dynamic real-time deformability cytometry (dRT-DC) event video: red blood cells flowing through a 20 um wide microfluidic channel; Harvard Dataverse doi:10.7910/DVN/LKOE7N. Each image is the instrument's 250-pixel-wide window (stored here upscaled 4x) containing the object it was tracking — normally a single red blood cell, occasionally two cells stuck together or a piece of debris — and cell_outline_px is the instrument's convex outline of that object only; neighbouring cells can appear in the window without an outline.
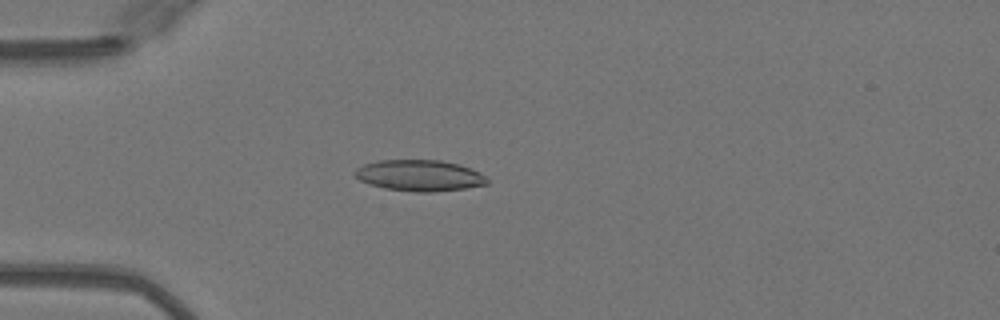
{"species": "Egyptian fruit bat (a non-hibernating species)", "species_latin": "Rousettus aegyptiacus", "temperature_condition": "warm", "stored_images_in_passage": 50, "camera_frame_rate_fps": 3000, "um_per_image_px": 0.085, "animal": {"sex": "female"}, "frame": {"image": 1, "passage_image": 14, "time_ms": 4.333, "image_size_px": [1000, 320], "cell_outline_px": [[488, 184], [464, 188], [432, 192], [412, 192], [384, 188], [360, 180], [352, 172], [356, 168], [364, 164], [380, 160], [440, 160], [460, 164], [472, 168], [488, 176]], "centroid_in_image_um": [35.69, 14.91], "position_along_channel_um": 49.3, "area_um2": 24.16}}
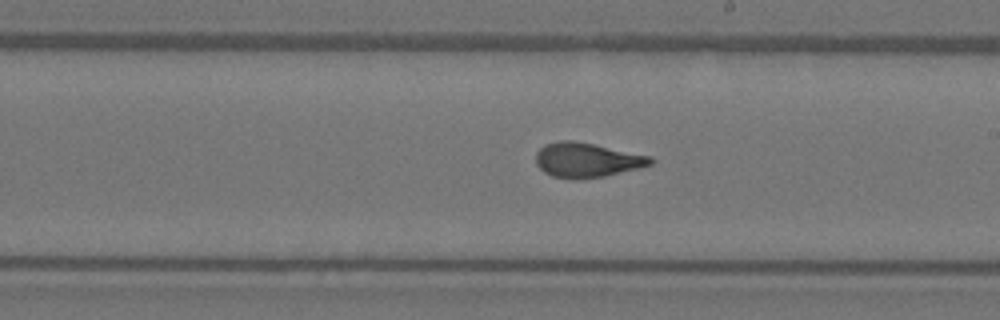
{"frame": {"image": 2, "passage_image": 29, "time_ms": 9.333, "image_size_px": [1000, 320], "cell_outline_px": [[656, 160], [652, 164], [640, 168], [604, 176], [572, 180], [552, 176], [544, 172], [536, 164], [536, 152], [544, 144], [560, 140], [572, 140], [652, 156]], "centroid_in_image_um": [49.88, 13.61], "position_along_channel_um": 239.1, "area_um2": 23.24}}
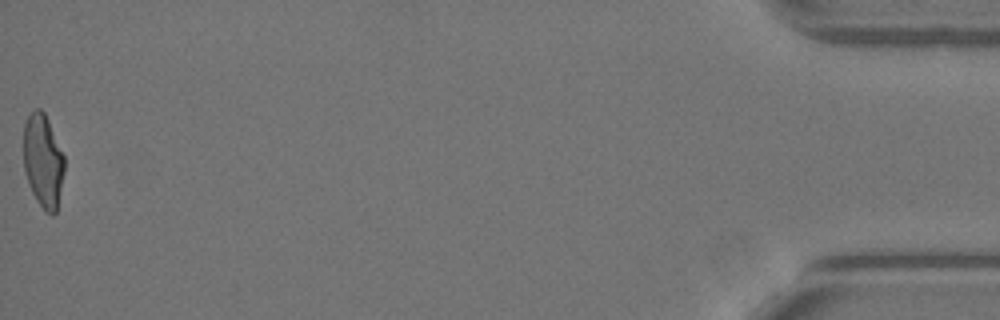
{"frame": {"image": 3, "passage_image": 50, "time_ms": 16.333, "image_size_px": [1000, 320], "cell_outline_px": [[64, 172], [56, 212], [52, 216], [44, 212], [36, 200], [32, 192], [24, 172], [24, 124], [28, 116], [36, 108], [40, 108], [44, 112], [48, 120], [64, 156]], "centroid_in_image_um": [3.66, 13.71], "position_along_channel_um": 431.5, "area_um2": 22.2}, "authors_computed_cell_mechanics": {"area_um2": 23.1489, "velocity_mm_per_s": 4.1102, "shape_relaxation_time_tau1_ms": 6.4841, "shape_relaxation_time_tau2_ms": 1.186, "deformation_change_tau1": 0.2576, "deformation_change_tau2": 0.0786}}